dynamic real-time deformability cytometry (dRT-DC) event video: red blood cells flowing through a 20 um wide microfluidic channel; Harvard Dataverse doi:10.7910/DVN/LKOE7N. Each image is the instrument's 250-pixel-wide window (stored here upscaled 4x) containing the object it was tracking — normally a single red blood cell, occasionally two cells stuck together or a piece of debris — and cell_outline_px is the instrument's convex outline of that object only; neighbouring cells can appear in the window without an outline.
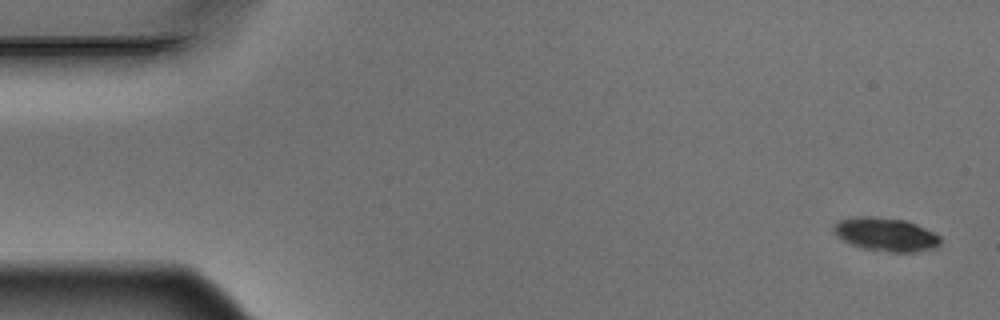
{"species": "Egyptian fruit bat (a non-hibernating species)", "species_latin": "Rousettus aegyptiacus", "temperature_condition": "warm", "stored_images_in_passage": 6, "camera_frame_rate_fps": 3000, "um_per_image_px": 0.085, "animal": {"sex": "male"}, "frame": {"image": 1, "passage_image": 1, "time_ms": 0.0, "image_size_px": [1000, 320], "cell_outline_px": [[940, 244], [936, 248], [916, 252], [888, 252], [864, 248], [852, 244], [836, 236], [832, 228], [836, 220], [860, 216], [872, 216], [904, 220], [916, 224], [940, 236]], "centroid_in_image_um": [75.28, 19.92], "position_along_channel_um": 9.7, "area_um2": 20.81}}
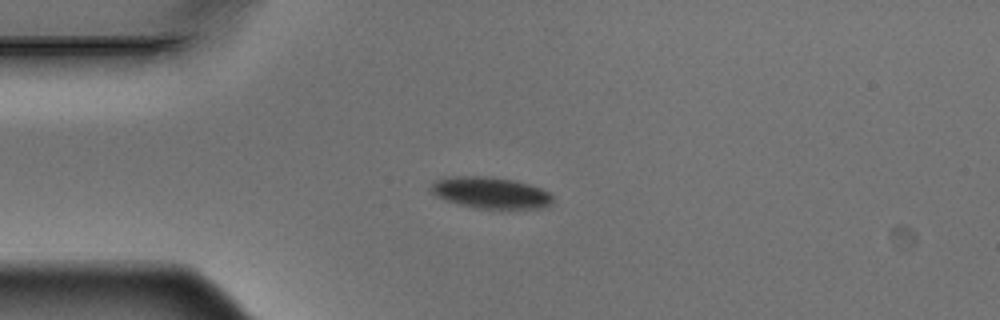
{"frame": {"image": 2, "passage_image": 4, "time_ms": 1.0, "image_size_px": [1000, 320], "cell_outline_px": [[552, 204], [544, 208], [476, 208], [444, 200], [436, 196], [428, 188], [436, 180], [452, 176], [492, 176], [512, 180], [528, 184], [540, 188], [548, 192], [552, 196]], "centroid_in_image_um": [41.68, 16.38], "position_along_channel_um": 43.3, "area_um2": 22.25}}
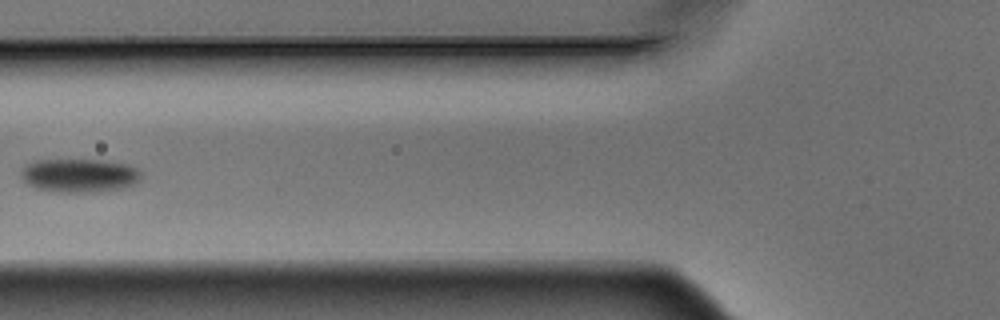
{"frame": {"image": 3, "passage_image": 6, "time_ms": 1.667, "image_size_px": [1000, 320], "cell_outline_px": [[140, 180], [136, 184], [124, 188], [96, 192], [60, 192], [36, 188], [28, 184], [20, 176], [20, 168], [36, 160], [108, 160], [128, 164], [136, 168], [140, 172]], "centroid_in_image_um": [6.76, 14.91], "position_along_channel_um": 119.0, "area_um2": 23.76}}